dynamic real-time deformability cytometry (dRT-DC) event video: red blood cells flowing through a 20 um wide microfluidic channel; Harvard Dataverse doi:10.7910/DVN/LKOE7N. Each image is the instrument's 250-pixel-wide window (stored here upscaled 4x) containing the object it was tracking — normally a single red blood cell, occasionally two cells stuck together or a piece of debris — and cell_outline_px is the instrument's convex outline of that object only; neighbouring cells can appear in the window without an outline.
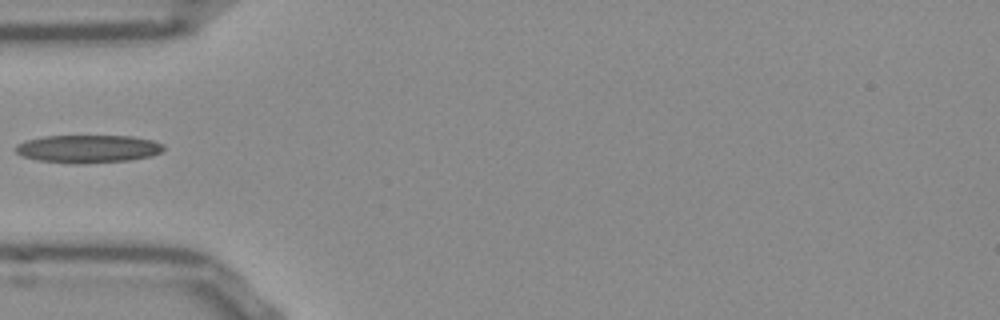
{"species": "Egyptian fruit bat (a non-hibernating species)", "species_latin": "Rousettus aegyptiacus", "temperature_condition": "room temperature", "stored_images_in_passage": 36, "camera_frame_rate_fps": 3000, "um_per_image_px": 0.085, "frame": {"image": 1, "passage_image": 1, "time_ms": 0.0, "image_size_px": [1000, 320], "cell_outline_px": [[164, 148], [160, 152], [152, 156], [132, 160], [84, 164], [40, 160], [24, 156], [16, 152], [16, 144], [24, 140], [44, 136], [132, 136], [152, 140], [164, 144]], "centroid_in_image_um": [7.52, 12.64], "position_along_channel_um": 77.5, "area_um2": 24.04}}
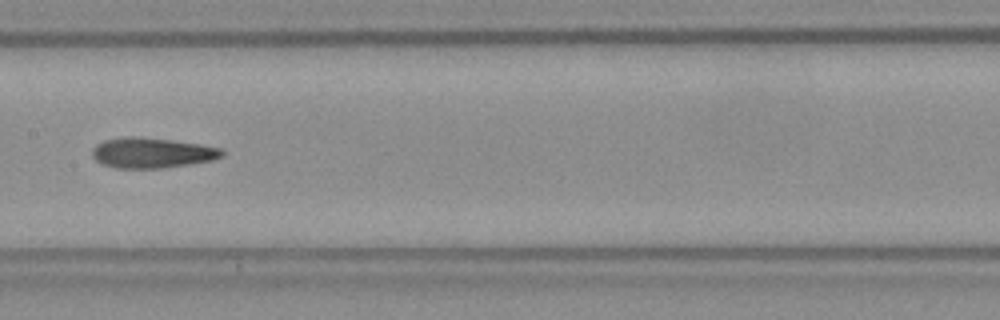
{"frame": {"image": 2, "passage_image": 10, "time_ms": 3.0, "image_size_px": [1000, 320], "cell_outline_px": [[224, 156], [212, 160], [164, 168], [116, 168], [100, 164], [92, 156], [92, 148], [96, 144], [104, 140], [128, 136], [132, 136], [172, 140], [200, 144], [224, 148]], "centroid_in_image_um": [12.91, 12.99], "position_along_channel_um": 194.5, "area_um2": 23.06}}
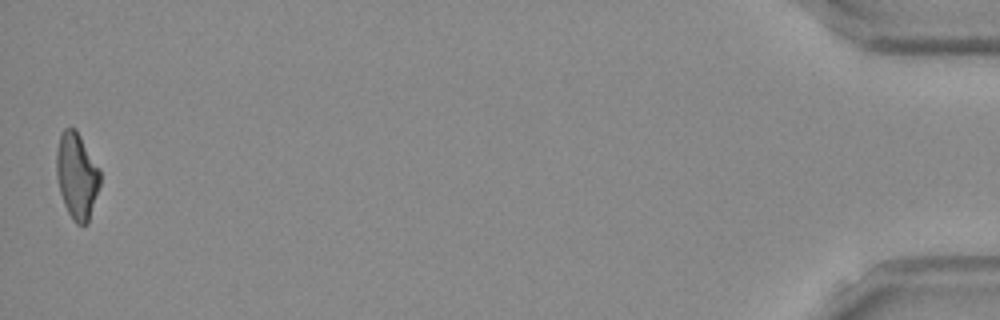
{"frame": {"image": 3, "passage_image": 36, "time_ms": 11.667, "image_size_px": [1000, 320], "cell_outline_px": [[100, 184], [88, 224], [76, 224], [72, 220], [64, 204], [60, 192], [56, 176], [56, 152], [60, 132], [64, 128], [76, 128], [100, 168]], "centroid_in_image_um": [6.53, 14.92], "position_along_channel_um": 428.7, "area_um2": 22.2}}